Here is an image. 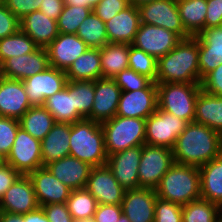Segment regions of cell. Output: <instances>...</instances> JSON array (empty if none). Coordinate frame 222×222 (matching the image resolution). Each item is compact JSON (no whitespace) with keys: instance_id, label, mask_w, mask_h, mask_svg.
<instances>
[{"instance_id":"cell-1","label":"cell","mask_w":222,"mask_h":222,"mask_svg":"<svg viewBox=\"0 0 222 222\" xmlns=\"http://www.w3.org/2000/svg\"><path fill=\"white\" fill-rule=\"evenodd\" d=\"M172 151L175 163L201 167L222 155V135L204 124L190 122Z\"/></svg>"},{"instance_id":"cell-2","label":"cell","mask_w":222,"mask_h":222,"mask_svg":"<svg viewBox=\"0 0 222 222\" xmlns=\"http://www.w3.org/2000/svg\"><path fill=\"white\" fill-rule=\"evenodd\" d=\"M198 59L197 37L182 39L158 59L156 83H201Z\"/></svg>"},{"instance_id":"cell-3","label":"cell","mask_w":222,"mask_h":222,"mask_svg":"<svg viewBox=\"0 0 222 222\" xmlns=\"http://www.w3.org/2000/svg\"><path fill=\"white\" fill-rule=\"evenodd\" d=\"M157 197L184 206L201 198L199 167L174 163L155 188Z\"/></svg>"},{"instance_id":"cell-4","label":"cell","mask_w":222,"mask_h":222,"mask_svg":"<svg viewBox=\"0 0 222 222\" xmlns=\"http://www.w3.org/2000/svg\"><path fill=\"white\" fill-rule=\"evenodd\" d=\"M70 154L91 167L106 165L107 152L101 123L82 119L70 124Z\"/></svg>"},{"instance_id":"cell-5","label":"cell","mask_w":222,"mask_h":222,"mask_svg":"<svg viewBox=\"0 0 222 222\" xmlns=\"http://www.w3.org/2000/svg\"><path fill=\"white\" fill-rule=\"evenodd\" d=\"M107 155L145 144L146 119L121 117L101 123Z\"/></svg>"},{"instance_id":"cell-6","label":"cell","mask_w":222,"mask_h":222,"mask_svg":"<svg viewBox=\"0 0 222 222\" xmlns=\"http://www.w3.org/2000/svg\"><path fill=\"white\" fill-rule=\"evenodd\" d=\"M158 108L181 118L194 122L197 96L201 83H156Z\"/></svg>"},{"instance_id":"cell-7","label":"cell","mask_w":222,"mask_h":222,"mask_svg":"<svg viewBox=\"0 0 222 222\" xmlns=\"http://www.w3.org/2000/svg\"><path fill=\"white\" fill-rule=\"evenodd\" d=\"M174 163L172 149L143 144L138 167L139 187L155 189Z\"/></svg>"},{"instance_id":"cell-8","label":"cell","mask_w":222,"mask_h":222,"mask_svg":"<svg viewBox=\"0 0 222 222\" xmlns=\"http://www.w3.org/2000/svg\"><path fill=\"white\" fill-rule=\"evenodd\" d=\"M188 122L166 111L157 110L146 119L145 144L173 149Z\"/></svg>"},{"instance_id":"cell-9","label":"cell","mask_w":222,"mask_h":222,"mask_svg":"<svg viewBox=\"0 0 222 222\" xmlns=\"http://www.w3.org/2000/svg\"><path fill=\"white\" fill-rule=\"evenodd\" d=\"M5 163L12 166L20 175H29L36 169L43 167L41 141L19 127Z\"/></svg>"},{"instance_id":"cell-10","label":"cell","mask_w":222,"mask_h":222,"mask_svg":"<svg viewBox=\"0 0 222 222\" xmlns=\"http://www.w3.org/2000/svg\"><path fill=\"white\" fill-rule=\"evenodd\" d=\"M141 23L163 27L182 39L191 37L185 30L177 8V0H153L137 7Z\"/></svg>"},{"instance_id":"cell-11","label":"cell","mask_w":222,"mask_h":222,"mask_svg":"<svg viewBox=\"0 0 222 222\" xmlns=\"http://www.w3.org/2000/svg\"><path fill=\"white\" fill-rule=\"evenodd\" d=\"M32 106H43L45 100L61 91L68 82L66 72L49 66L22 81Z\"/></svg>"},{"instance_id":"cell-12","label":"cell","mask_w":222,"mask_h":222,"mask_svg":"<svg viewBox=\"0 0 222 222\" xmlns=\"http://www.w3.org/2000/svg\"><path fill=\"white\" fill-rule=\"evenodd\" d=\"M181 40L182 38L173 31L141 23L131 45L158 60L174 49Z\"/></svg>"},{"instance_id":"cell-13","label":"cell","mask_w":222,"mask_h":222,"mask_svg":"<svg viewBox=\"0 0 222 222\" xmlns=\"http://www.w3.org/2000/svg\"><path fill=\"white\" fill-rule=\"evenodd\" d=\"M157 108V85L152 81L145 89L122 91L116 115L147 119Z\"/></svg>"},{"instance_id":"cell-14","label":"cell","mask_w":222,"mask_h":222,"mask_svg":"<svg viewBox=\"0 0 222 222\" xmlns=\"http://www.w3.org/2000/svg\"><path fill=\"white\" fill-rule=\"evenodd\" d=\"M85 189L98 204L121 205L125 193L107 165L92 167Z\"/></svg>"},{"instance_id":"cell-15","label":"cell","mask_w":222,"mask_h":222,"mask_svg":"<svg viewBox=\"0 0 222 222\" xmlns=\"http://www.w3.org/2000/svg\"><path fill=\"white\" fill-rule=\"evenodd\" d=\"M141 154L142 145L114 153L107 158V167L125 190L139 188L138 167Z\"/></svg>"},{"instance_id":"cell-16","label":"cell","mask_w":222,"mask_h":222,"mask_svg":"<svg viewBox=\"0 0 222 222\" xmlns=\"http://www.w3.org/2000/svg\"><path fill=\"white\" fill-rule=\"evenodd\" d=\"M38 207L33 182L28 175H20L0 198V210L12 214H26Z\"/></svg>"},{"instance_id":"cell-17","label":"cell","mask_w":222,"mask_h":222,"mask_svg":"<svg viewBox=\"0 0 222 222\" xmlns=\"http://www.w3.org/2000/svg\"><path fill=\"white\" fill-rule=\"evenodd\" d=\"M49 67L46 48L39 47L36 51L8 58L0 66V76L8 79L25 80Z\"/></svg>"},{"instance_id":"cell-18","label":"cell","mask_w":222,"mask_h":222,"mask_svg":"<svg viewBox=\"0 0 222 222\" xmlns=\"http://www.w3.org/2000/svg\"><path fill=\"white\" fill-rule=\"evenodd\" d=\"M156 190L139 187L125 190L122 200L123 214L130 222H154Z\"/></svg>"},{"instance_id":"cell-19","label":"cell","mask_w":222,"mask_h":222,"mask_svg":"<svg viewBox=\"0 0 222 222\" xmlns=\"http://www.w3.org/2000/svg\"><path fill=\"white\" fill-rule=\"evenodd\" d=\"M88 48L76 34L59 33L46 47L49 66L66 72Z\"/></svg>"},{"instance_id":"cell-20","label":"cell","mask_w":222,"mask_h":222,"mask_svg":"<svg viewBox=\"0 0 222 222\" xmlns=\"http://www.w3.org/2000/svg\"><path fill=\"white\" fill-rule=\"evenodd\" d=\"M122 90L111 78H100L94 81V101L91 120L102 123L112 119L117 112Z\"/></svg>"},{"instance_id":"cell-21","label":"cell","mask_w":222,"mask_h":222,"mask_svg":"<svg viewBox=\"0 0 222 222\" xmlns=\"http://www.w3.org/2000/svg\"><path fill=\"white\" fill-rule=\"evenodd\" d=\"M33 182L39 206L66 203L71 189L58 180L46 167H41L28 175Z\"/></svg>"},{"instance_id":"cell-22","label":"cell","mask_w":222,"mask_h":222,"mask_svg":"<svg viewBox=\"0 0 222 222\" xmlns=\"http://www.w3.org/2000/svg\"><path fill=\"white\" fill-rule=\"evenodd\" d=\"M30 107L23 82L0 76V116L19 120Z\"/></svg>"},{"instance_id":"cell-23","label":"cell","mask_w":222,"mask_h":222,"mask_svg":"<svg viewBox=\"0 0 222 222\" xmlns=\"http://www.w3.org/2000/svg\"><path fill=\"white\" fill-rule=\"evenodd\" d=\"M196 37L200 78L203 79L222 63V26L204 29Z\"/></svg>"},{"instance_id":"cell-24","label":"cell","mask_w":222,"mask_h":222,"mask_svg":"<svg viewBox=\"0 0 222 222\" xmlns=\"http://www.w3.org/2000/svg\"><path fill=\"white\" fill-rule=\"evenodd\" d=\"M45 167L71 190L84 189L92 169L89 164L72 156L63 157Z\"/></svg>"},{"instance_id":"cell-25","label":"cell","mask_w":222,"mask_h":222,"mask_svg":"<svg viewBox=\"0 0 222 222\" xmlns=\"http://www.w3.org/2000/svg\"><path fill=\"white\" fill-rule=\"evenodd\" d=\"M105 24L109 43L131 45L141 24L138 8L130 4Z\"/></svg>"},{"instance_id":"cell-26","label":"cell","mask_w":222,"mask_h":222,"mask_svg":"<svg viewBox=\"0 0 222 222\" xmlns=\"http://www.w3.org/2000/svg\"><path fill=\"white\" fill-rule=\"evenodd\" d=\"M20 29L43 48H46L59 35L57 21L39 10L20 19Z\"/></svg>"},{"instance_id":"cell-27","label":"cell","mask_w":222,"mask_h":222,"mask_svg":"<svg viewBox=\"0 0 222 222\" xmlns=\"http://www.w3.org/2000/svg\"><path fill=\"white\" fill-rule=\"evenodd\" d=\"M70 123H55L41 140L43 167L70 154Z\"/></svg>"},{"instance_id":"cell-28","label":"cell","mask_w":222,"mask_h":222,"mask_svg":"<svg viewBox=\"0 0 222 222\" xmlns=\"http://www.w3.org/2000/svg\"><path fill=\"white\" fill-rule=\"evenodd\" d=\"M194 122L204 124L222 135V96L201 89L197 96Z\"/></svg>"},{"instance_id":"cell-29","label":"cell","mask_w":222,"mask_h":222,"mask_svg":"<svg viewBox=\"0 0 222 222\" xmlns=\"http://www.w3.org/2000/svg\"><path fill=\"white\" fill-rule=\"evenodd\" d=\"M201 198L222 208V155L199 167Z\"/></svg>"},{"instance_id":"cell-30","label":"cell","mask_w":222,"mask_h":222,"mask_svg":"<svg viewBox=\"0 0 222 222\" xmlns=\"http://www.w3.org/2000/svg\"><path fill=\"white\" fill-rule=\"evenodd\" d=\"M68 81H96L102 78L100 49L88 48L66 71Z\"/></svg>"},{"instance_id":"cell-31","label":"cell","mask_w":222,"mask_h":222,"mask_svg":"<svg viewBox=\"0 0 222 222\" xmlns=\"http://www.w3.org/2000/svg\"><path fill=\"white\" fill-rule=\"evenodd\" d=\"M130 44L108 43L100 48L102 78H114L119 72L129 68Z\"/></svg>"},{"instance_id":"cell-32","label":"cell","mask_w":222,"mask_h":222,"mask_svg":"<svg viewBox=\"0 0 222 222\" xmlns=\"http://www.w3.org/2000/svg\"><path fill=\"white\" fill-rule=\"evenodd\" d=\"M177 8L182 24L191 37L205 29L207 0H177Z\"/></svg>"},{"instance_id":"cell-33","label":"cell","mask_w":222,"mask_h":222,"mask_svg":"<svg viewBox=\"0 0 222 222\" xmlns=\"http://www.w3.org/2000/svg\"><path fill=\"white\" fill-rule=\"evenodd\" d=\"M43 106L51 113L56 123H74L84 119L75 109L73 93L67 88L48 97Z\"/></svg>"},{"instance_id":"cell-34","label":"cell","mask_w":222,"mask_h":222,"mask_svg":"<svg viewBox=\"0 0 222 222\" xmlns=\"http://www.w3.org/2000/svg\"><path fill=\"white\" fill-rule=\"evenodd\" d=\"M20 127L41 141L55 125L54 117L44 106H32L19 119Z\"/></svg>"},{"instance_id":"cell-35","label":"cell","mask_w":222,"mask_h":222,"mask_svg":"<svg viewBox=\"0 0 222 222\" xmlns=\"http://www.w3.org/2000/svg\"><path fill=\"white\" fill-rule=\"evenodd\" d=\"M76 35L82 39L89 48H102L108 44L106 24L94 12L79 25Z\"/></svg>"},{"instance_id":"cell-36","label":"cell","mask_w":222,"mask_h":222,"mask_svg":"<svg viewBox=\"0 0 222 222\" xmlns=\"http://www.w3.org/2000/svg\"><path fill=\"white\" fill-rule=\"evenodd\" d=\"M182 222H222V208L202 198L182 208Z\"/></svg>"},{"instance_id":"cell-37","label":"cell","mask_w":222,"mask_h":222,"mask_svg":"<svg viewBox=\"0 0 222 222\" xmlns=\"http://www.w3.org/2000/svg\"><path fill=\"white\" fill-rule=\"evenodd\" d=\"M39 46L21 29L13 35L0 39V66L13 56H21L36 51Z\"/></svg>"},{"instance_id":"cell-38","label":"cell","mask_w":222,"mask_h":222,"mask_svg":"<svg viewBox=\"0 0 222 222\" xmlns=\"http://www.w3.org/2000/svg\"><path fill=\"white\" fill-rule=\"evenodd\" d=\"M66 87L73 93L74 107L84 118L91 120L94 101V81H68Z\"/></svg>"},{"instance_id":"cell-39","label":"cell","mask_w":222,"mask_h":222,"mask_svg":"<svg viewBox=\"0 0 222 222\" xmlns=\"http://www.w3.org/2000/svg\"><path fill=\"white\" fill-rule=\"evenodd\" d=\"M66 205L72 218L74 220H80L93 217L96 212L98 202L84 188L72 190Z\"/></svg>"},{"instance_id":"cell-40","label":"cell","mask_w":222,"mask_h":222,"mask_svg":"<svg viewBox=\"0 0 222 222\" xmlns=\"http://www.w3.org/2000/svg\"><path fill=\"white\" fill-rule=\"evenodd\" d=\"M128 63L130 69L156 82L158 60L154 56L130 45Z\"/></svg>"},{"instance_id":"cell-41","label":"cell","mask_w":222,"mask_h":222,"mask_svg":"<svg viewBox=\"0 0 222 222\" xmlns=\"http://www.w3.org/2000/svg\"><path fill=\"white\" fill-rule=\"evenodd\" d=\"M91 12L88 8L64 5L63 11L57 20L59 33L76 34L79 25Z\"/></svg>"},{"instance_id":"cell-42","label":"cell","mask_w":222,"mask_h":222,"mask_svg":"<svg viewBox=\"0 0 222 222\" xmlns=\"http://www.w3.org/2000/svg\"><path fill=\"white\" fill-rule=\"evenodd\" d=\"M20 127L18 119L0 116V156L7 158Z\"/></svg>"},{"instance_id":"cell-43","label":"cell","mask_w":222,"mask_h":222,"mask_svg":"<svg viewBox=\"0 0 222 222\" xmlns=\"http://www.w3.org/2000/svg\"><path fill=\"white\" fill-rule=\"evenodd\" d=\"M112 79L122 91L145 89L152 82L147 76L138 74L130 68L122 70Z\"/></svg>"},{"instance_id":"cell-44","label":"cell","mask_w":222,"mask_h":222,"mask_svg":"<svg viewBox=\"0 0 222 222\" xmlns=\"http://www.w3.org/2000/svg\"><path fill=\"white\" fill-rule=\"evenodd\" d=\"M183 206L157 197L154 222H182Z\"/></svg>"},{"instance_id":"cell-45","label":"cell","mask_w":222,"mask_h":222,"mask_svg":"<svg viewBox=\"0 0 222 222\" xmlns=\"http://www.w3.org/2000/svg\"><path fill=\"white\" fill-rule=\"evenodd\" d=\"M129 5V0H102L94 7L93 12L100 17L103 22H107Z\"/></svg>"},{"instance_id":"cell-46","label":"cell","mask_w":222,"mask_h":222,"mask_svg":"<svg viewBox=\"0 0 222 222\" xmlns=\"http://www.w3.org/2000/svg\"><path fill=\"white\" fill-rule=\"evenodd\" d=\"M20 29V20L6 7L0 4V39L13 35Z\"/></svg>"},{"instance_id":"cell-47","label":"cell","mask_w":222,"mask_h":222,"mask_svg":"<svg viewBox=\"0 0 222 222\" xmlns=\"http://www.w3.org/2000/svg\"><path fill=\"white\" fill-rule=\"evenodd\" d=\"M44 0H5L6 7L20 20L25 15L38 11Z\"/></svg>"},{"instance_id":"cell-48","label":"cell","mask_w":222,"mask_h":222,"mask_svg":"<svg viewBox=\"0 0 222 222\" xmlns=\"http://www.w3.org/2000/svg\"><path fill=\"white\" fill-rule=\"evenodd\" d=\"M201 89L207 93L222 96V63L202 79Z\"/></svg>"},{"instance_id":"cell-49","label":"cell","mask_w":222,"mask_h":222,"mask_svg":"<svg viewBox=\"0 0 222 222\" xmlns=\"http://www.w3.org/2000/svg\"><path fill=\"white\" fill-rule=\"evenodd\" d=\"M50 222H74L66 203L41 206Z\"/></svg>"},{"instance_id":"cell-50","label":"cell","mask_w":222,"mask_h":222,"mask_svg":"<svg viewBox=\"0 0 222 222\" xmlns=\"http://www.w3.org/2000/svg\"><path fill=\"white\" fill-rule=\"evenodd\" d=\"M122 214L121 205L98 204L93 218L95 222H117Z\"/></svg>"},{"instance_id":"cell-51","label":"cell","mask_w":222,"mask_h":222,"mask_svg":"<svg viewBox=\"0 0 222 222\" xmlns=\"http://www.w3.org/2000/svg\"><path fill=\"white\" fill-rule=\"evenodd\" d=\"M222 26V0H207L205 29Z\"/></svg>"},{"instance_id":"cell-52","label":"cell","mask_w":222,"mask_h":222,"mask_svg":"<svg viewBox=\"0 0 222 222\" xmlns=\"http://www.w3.org/2000/svg\"><path fill=\"white\" fill-rule=\"evenodd\" d=\"M19 176L20 174L12 166L6 163L0 166V198Z\"/></svg>"},{"instance_id":"cell-53","label":"cell","mask_w":222,"mask_h":222,"mask_svg":"<svg viewBox=\"0 0 222 222\" xmlns=\"http://www.w3.org/2000/svg\"><path fill=\"white\" fill-rule=\"evenodd\" d=\"M63 7V0H44L40 5L39 11L57 21L63 11Z\"/></svg>"},{"instance_id":"cell-54","label":"cell","mask_w":222,"mask_h":222,"mask_svg":"<svg viewBox=\"0 0 222 222\" xmlns=\"http://www.w3.org/2000/svg\"><path fill=\"white\" fill-rule=\"evenodd\" d=\"M102 0H63L65 6H79L88 8L93 12L94 7Z\"/></svg>"},{"instance_id":"cell-55","label":"cell","mask_w":222,"mask_h":222,"mask_svg":"<svg viewBox=\"0 0 222 222\" xmlns=\"http://www.w3.org/2000/svg\"><path fill=\"white\" fill-rule=\"evenodd\" d=\"M26 222H50L41 206H39L37 209L30 211L29 213H26Z\"/></svg>"},{"instance_id":"cell-56","label":"cell","mask_w":222,"mask_h":222,"mask_svg":"<svg viewBox=\"0 0 222 222\" xmlns=\"http://www.w3.org/2000/svg\"><path fill=\"white\" fill-rule=\"evenodd\" d=\"M0 222H26V214H12L1 211Z\"/></svg>"},{"instance_id":"cell-57","label":"cell","mask_w":222,"mask_h":222,"mask_svg":"<svg viewBox=\"0 0 222 222\" xmlns=\"http://www.w3.org/2000/svg\"><path fill=\"white\" fill-rule=\"evenodd\" d=\"M150 1H153V0H129V3L134 5V6H136V7H138V6L142 5V4L148 3Z\"/></svg>"},{"instance_id":"cell-58","label":"cell","mask_w":222,"mask_h":222,"mask_svg":"<svg viewBox=\"0 0 222 222\" xmlns=\"http://www.w3.org/2000/svg\"><path fill=\"white\" fill-rule=\"evenodd\" d=\"M74 222H95L93 217L80 219V220H74Z\"/></svg>"},{"instance_id":"cell-59","label":"cell","mask_w":222,"mask_h":222,"mask_svg":"<svg viewBox=\"0 0 222 222\" xmlns=\"http://www.w3.org/2000/svg\"><path fill=\"white\" fill-rule=\"evenodd\" d=\"M117 222H130V220L124 214H122Z\"/></svg>"},{"instance_id":"cell-60","label":"cell","mask_w":222,"mask_h":222,"mask_svg":"<svg viewBox=\"0 0 222 222\" xmlns=\"http://www.w3.org/2000/svg\"><path fill=\"white\" fill-rule=\"evenodd\" d=\"M3 163H5V159L0 156V166H1Z\"/></svg>"}]
</instances>
